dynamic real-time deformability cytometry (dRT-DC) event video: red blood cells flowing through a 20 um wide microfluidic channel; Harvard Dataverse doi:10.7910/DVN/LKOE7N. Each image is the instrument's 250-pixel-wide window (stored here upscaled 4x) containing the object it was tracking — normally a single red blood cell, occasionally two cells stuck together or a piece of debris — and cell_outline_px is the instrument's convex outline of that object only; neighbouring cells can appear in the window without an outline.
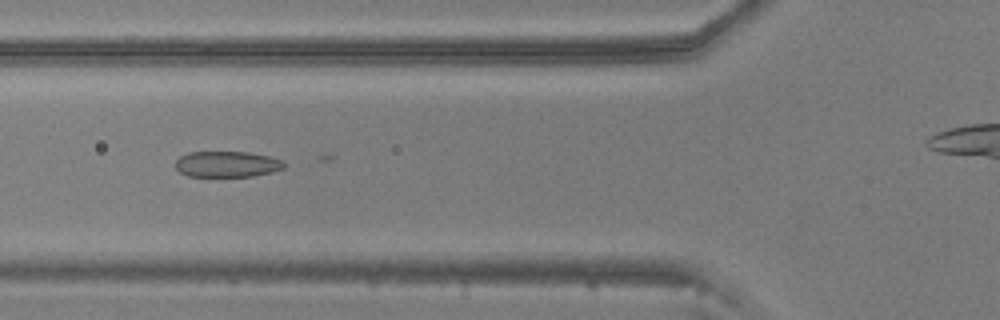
{"species": "common noctule bat (a hibernating species)", "species_latin": "Nyctalus noctula", "temperature_condition": "warm", "stored_images_in_passage": 27, "camera_frame_rate_fps": 3000, "um_per_image_px": 0.085, "animal": {"sex": "male", "body_mass_g": 20.5, "forearm_length_mm": 52.5}, "frame": {"image": 1, "passage_image": 19, "time_ms": 6.0, "image_size_px": [1000, 320], "cell_outline_px": [[288, 164], [284, 168], [272, 172], [252, 176], [188, 176], [180, 172], [176, 168], [176, 160], [180, 156], [188, 152], [248, 152], [268, 156], [284, 160]], "centroid_in_image_um": [19.34, 13.95], "position_along_channel_um": 106.5, "area_um2": 16.47}}
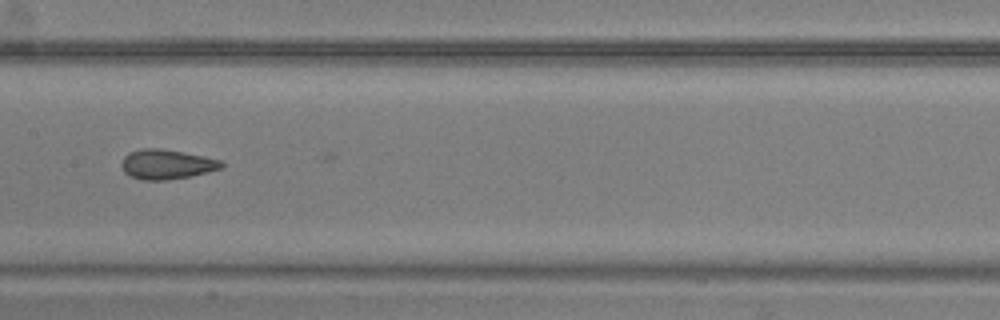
{"frame": {"image": 2, "passage_image": 26, "time_ms": 8.333, "image_size_px": [1000, 320], "cell_outline_px": [[224, 168], [192, 176], [168, 180], [140, 180], [124, 172], [120, 164], [124, 156], [128, 152], [140, 148], [164, 148], [204, 156], [220, 160], [224, 164]], "centroid_in_image_um": [14.16, 13.96], "position_along_channel_um": 193.2, "area_um2": 17.63}}